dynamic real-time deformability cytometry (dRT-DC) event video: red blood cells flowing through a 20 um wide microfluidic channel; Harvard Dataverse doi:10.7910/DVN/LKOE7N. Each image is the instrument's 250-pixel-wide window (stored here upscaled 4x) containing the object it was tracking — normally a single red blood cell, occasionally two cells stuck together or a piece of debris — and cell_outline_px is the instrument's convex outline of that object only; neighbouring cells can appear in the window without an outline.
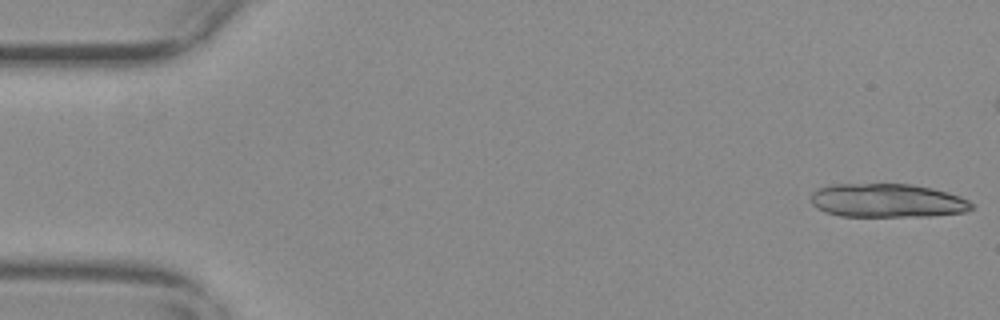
{"species": "common noctule bat (a hibernating species)", "species_latin": "Nyctalus noctula", "temperature_condition": "warm", "stored_images_in_passage": 15, "camera_frame_rate_fps": 3000, "um_per_image_px": 0.085, "animal": {"sex": "female", "body_mass_g": 29.2, "forearm_length_mm": 56.3}, "frame": {"image": 1, "passage_image": 1, "time_ms": 0.0, "image_size_px": [1000, 320], "cell_outline_px": [[976, 204], [972, 208], [964, 212], [928, 216], [840, 216], [824, 212], [816, 208], [812, 204], [812, 192], [820, 188], [832, 184], [912, 184], [932, 188], [948, 192], [960, 196]], "centroid_in_image_um": [75.43, 17.05], "position_along_channel_um": 9.6, "area_um2": 31.67}}